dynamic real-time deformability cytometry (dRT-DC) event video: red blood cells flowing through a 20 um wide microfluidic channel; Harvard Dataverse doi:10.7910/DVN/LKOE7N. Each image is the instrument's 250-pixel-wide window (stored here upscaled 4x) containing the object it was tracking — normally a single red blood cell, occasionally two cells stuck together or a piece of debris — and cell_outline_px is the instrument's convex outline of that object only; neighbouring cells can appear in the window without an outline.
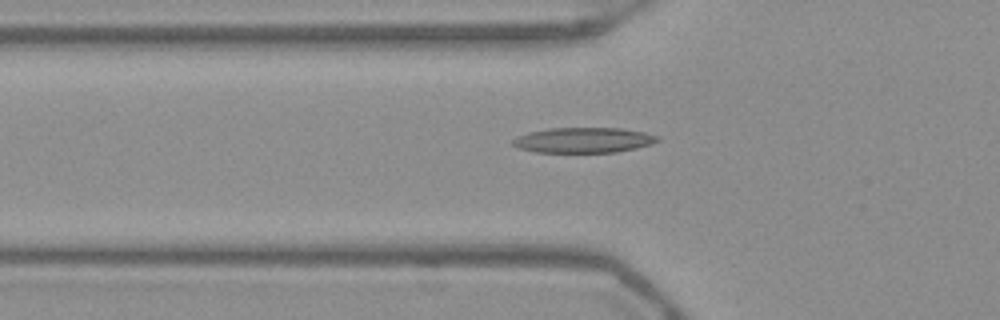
{"species": "Egyptian fruit bat (a non-hibernating species)", "species_latin": "Rousettus aegyptiacus", "temperature_condition": "warm", "stored_images_in_passage": 43, "camera_frame_rate_fps": 3000, "um_per_image_px": 0.085, "frame": {"image": 1, "passage_image": 14, "time_ms": 4.333, "image_size_px": [1000, 320], "cell_outline_px": [[660, 140], [652, 144], [636, 148], [616, 152], [536, 152], [520, 148], [512, 144], [512, 140], [516, 136], [528, 132], [548, 128], [620, 128], [644, 132], [660, 136]], "centroid_in_image_um": [49.61, 11.9], "position_along_channel_um": 76.2, "area_um2": 21.39}}
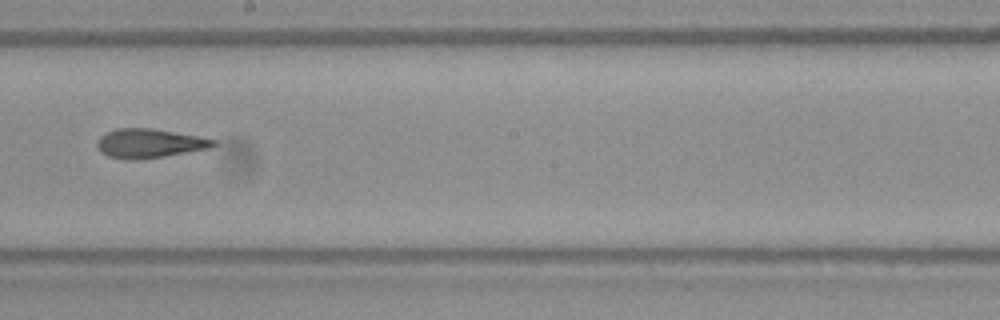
{"frame": {"image": 2, "passage_image": 26, "time_ms": 8.333, "image_size_px": [1000, 320], "cell_outline_px": [[216, 144], [208, 148], [164, 156], [136, 160], [128, 160], [108, 156], [100, 152], [96, 144], [100, 136], [116, 128], [152, 128], [196, 136], [216, 140]], "centroid_in_image_um": [12.64, 12.18], "position_along_channel_um": 235.6, "area_um2": 19.48}}
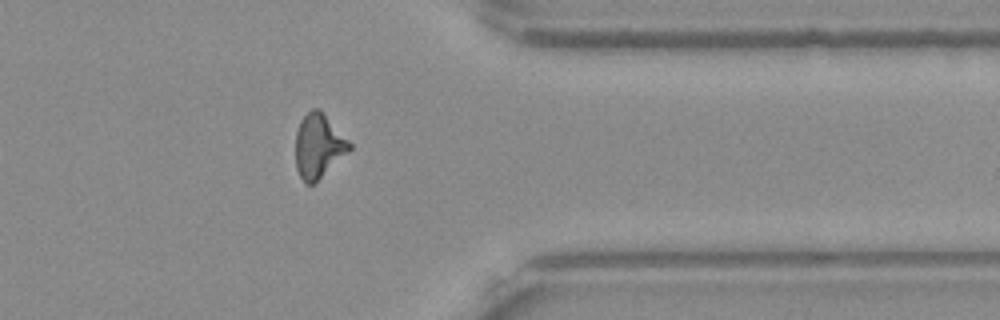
{"frame": {"image": 3, "passage_image": 38, "time_ms": 12.333, "image_size_px": [1000, 320], "cell_outline_px": [[352, 148], [348, 152], [312, 184], [304, 184], [296, 168], [296, 132], [300, 120], [312, 108], [320, 108], [352, 144]], "centroid_in_image_um": [27.06, 12.37], "position_along_channel_um": 384.3, "area_um2": 19.94}}